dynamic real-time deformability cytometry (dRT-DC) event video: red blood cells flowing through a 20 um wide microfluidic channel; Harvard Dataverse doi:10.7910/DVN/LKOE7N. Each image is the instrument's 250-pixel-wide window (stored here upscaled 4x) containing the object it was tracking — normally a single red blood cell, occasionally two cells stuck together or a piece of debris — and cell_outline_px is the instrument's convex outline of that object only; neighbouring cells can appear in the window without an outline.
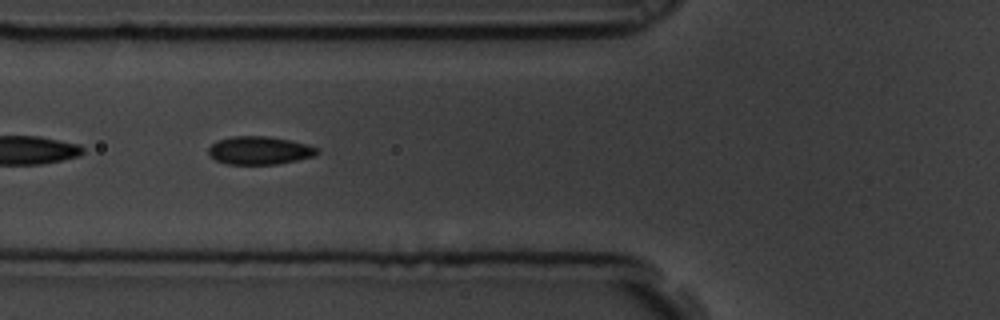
{"species": "common noctule bat (a hibernating species)", "species_latin": "Nyctalus noctula", "temperature_condition": "room temperature", "stored_images_in_passage": 6, "camera_frame_rate_fps": 3000, "um_per_image_px": 0.085, "animal": {"sex": "male", "body_mass_g": 19.5, "forearm_length_mm": 54.6}, "frame": {"image": 1, "passage_image": 5, "time_ms": 1.333, "image_size_px": [1000, 320], "cell_outline_px": [[320, 152], [312, 156], [296, 160], [276, 164], [228, 164], [216, 160], [208, 156], [208, 148], [212, 144], [220, 140], [232, 136], [268, 136], [288, 140], [320, 148]], "centroid_in_image_um": [22.03, 12.79], "position_along_channel_um": 103.8, "area_um2": 17.63}}